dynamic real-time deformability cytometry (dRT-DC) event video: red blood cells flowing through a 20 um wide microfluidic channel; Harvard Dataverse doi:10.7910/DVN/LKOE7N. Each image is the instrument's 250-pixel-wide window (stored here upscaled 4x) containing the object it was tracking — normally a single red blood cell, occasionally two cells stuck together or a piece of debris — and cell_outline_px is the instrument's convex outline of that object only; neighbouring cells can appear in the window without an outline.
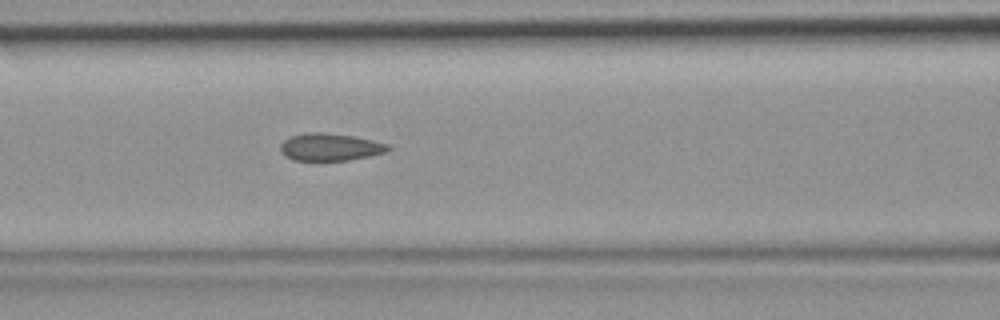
{"species": "common noctule bat (a hibernating species)", "species_latin": "Nyctalus noctula", "temperature_condition": "room temperature", "stored_images_in_passage": 41, "camera_frame_rate_fps": 3000, "um_per_image_px": 0.085, "animal": {"sex": "female", "body_mass_g": 19.9}, "frame": {"image": 1, "passage_image": 15, "time_ms": 4.667, "image_size_px": [1000, 320], "cell_outline_px": [[392, 148], [388, 152], [348, 160], [292, 160], [284, 156], [280, 152], [280, 144], [284, 140], [292, 136], [304, 132], [320, 132], [356, 136], [388, 144]], "centroid_in_image_um": [28.05, 12.49], "position_along_channel_um": 138.5, "area_um2": 17.34}}
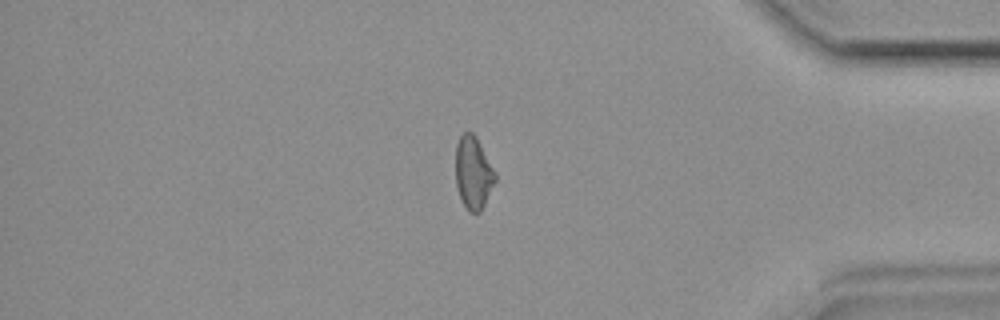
{"frame": {"image": 2, "passage_image": 34, "time_ms": 11.0, "image_size_px": [1000, 320], "cell_outline_px": [[496, 180], [480, 212], [468, 212], [460, 196], [456, 184], [456, 144], [460, 136], [464, 132], [472, 132], [476, 136], [496, 172]], "centroid_in_image_um": [40.23, 14.66], "position_along_channel_um": 395.0, "area_um2": 16.65}}
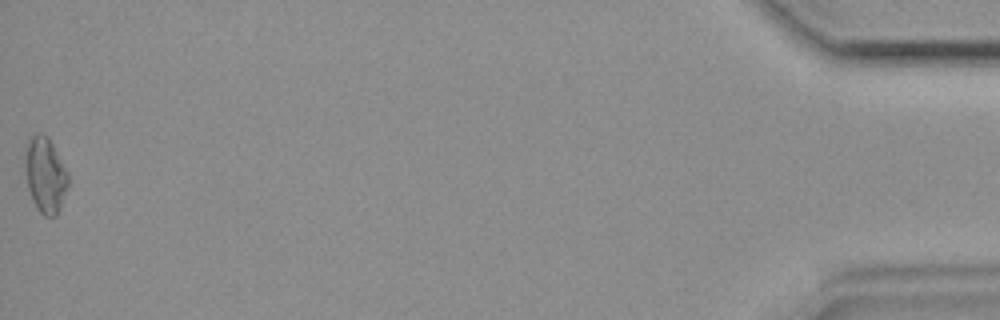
{"frame": {"image": 3, "passage_image": 41, "time_ms": 13.333, "image_size_px": [1000, 320], "cell_outline_px": [[68, 184], [60, 208], [56, 216], [44, 216], [36, 208], [32, 200], [28, 188], [24, 172], [24, 148], [28, 140], [32, 136], [40, 132], [48, 136], [68, 172]], "centroid_in_image_um": [3.81, 14.85], "position_along_channel_um": 431.4, "area_um2": 19.25}}